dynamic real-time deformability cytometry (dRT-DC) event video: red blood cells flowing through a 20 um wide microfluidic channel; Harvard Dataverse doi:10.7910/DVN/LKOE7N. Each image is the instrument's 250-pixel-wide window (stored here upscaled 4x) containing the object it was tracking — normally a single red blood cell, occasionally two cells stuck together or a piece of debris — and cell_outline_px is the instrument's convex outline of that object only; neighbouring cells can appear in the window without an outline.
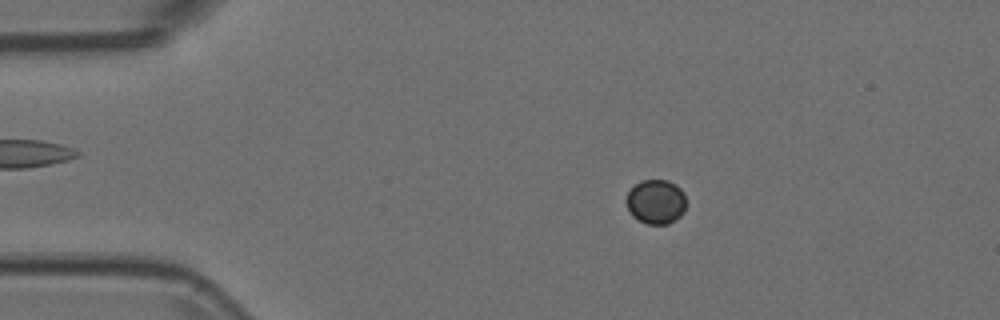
{"species": "Egyptian fruit bat (a non-hibernating species)", "species_latin": "Rousettus aegyptiacus", "temperature_condition": "room temperature", "stored_images_in_passage": 54, "camera_frame_rate_fps": 3000, "um_per_image_px": 0.085, "animal": {"sex": "female"}, "frame": {"image": 1, "passage_image": 10, "time_ms": 3.0, "image_size_px": [1000, 320], "cell_outline_px": [[684, 212], [680, 216], [668, 224], [648, 224], [632, 216], [628, 208], [628, 192], [640, 180], [668, 180], [676, 184], [684, 192]], "centroid_in_image_um": [55.77, 17.14], "position_along_channel_um": 29.2, "area_um2": 15.26}}
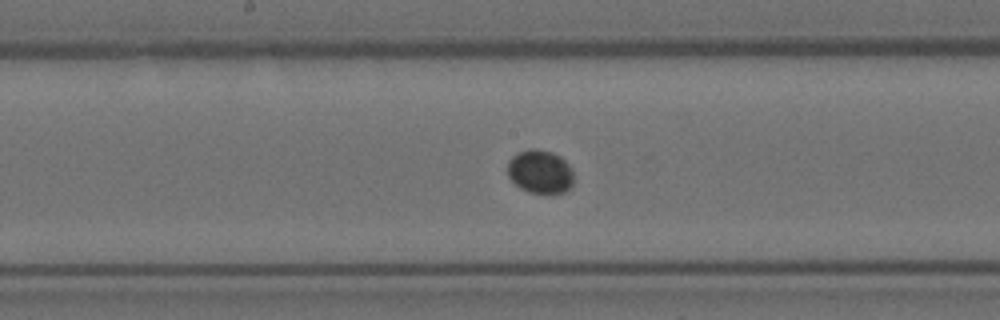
{"frame": {"image": 2, "passage_image": 28, "time_ms": 9.0, "image_size_px": [1000, 320], "cell_outline_px": [[572, 188], [564, 192], [528, 192], [520, 188], [508, 176], [508, 160], [516, 152], [528, 148], [532, 148], [552, 152], [560, 156], [572, 168]], "centroid_in_image_um": [45.9, 14.57], "position_along_channel_um": 202.3, "area_um2": 16.76}}
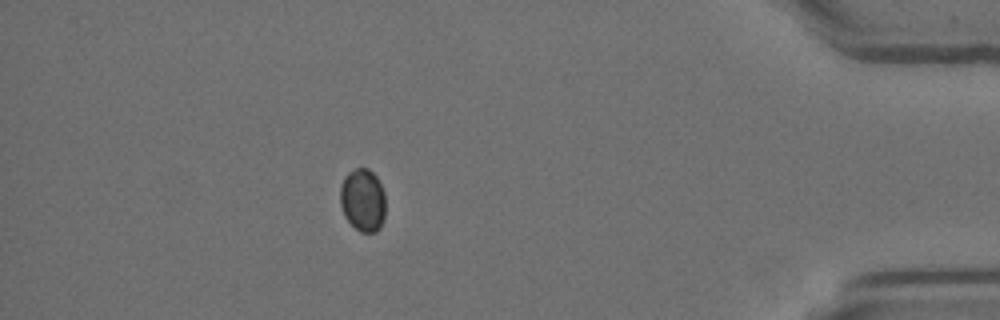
{"frame": {"image": 3, "passage_image": 48, "time_ms": 15.667, "image_size_px": [1000, 320], "cell_outline_px": [[384, 220], [380, 228], [376, 232], [360, 232], [344, 216], [340, 204], [340, 188], [344, 176], [348, 172], [356, 168], [368, 168], [376, 176], [384, 192]], "centroid_in_image_um": [30.83, 17.0], "position_along_channel_um": 404.4, "area_um2": 16.65}}